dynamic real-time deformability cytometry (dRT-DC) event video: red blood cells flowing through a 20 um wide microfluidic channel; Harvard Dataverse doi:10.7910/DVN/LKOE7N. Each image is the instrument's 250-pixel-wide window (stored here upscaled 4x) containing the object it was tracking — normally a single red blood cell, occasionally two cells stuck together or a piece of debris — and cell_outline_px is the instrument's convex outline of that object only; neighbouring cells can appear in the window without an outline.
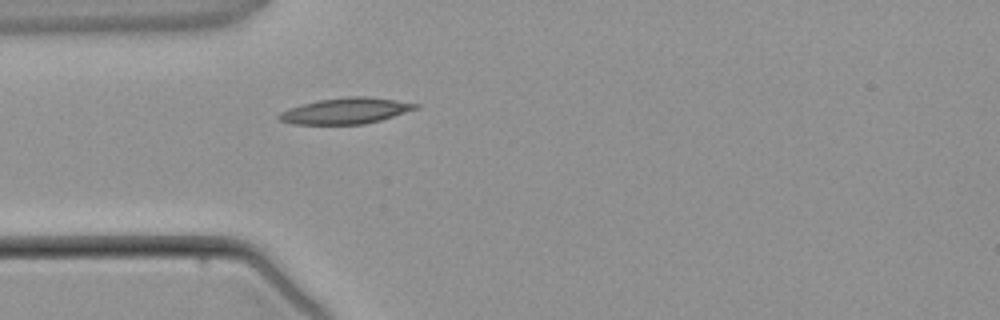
{"species": "common noctule bat (a hibernating species)", "species_latin": "Nyctalus noctula", "temperature_condition": "warm", "stored_images_in_passage": 3, "camera_frame_rate_fps": 3000, "um_per_image_px": 0.085, "animal": {"sex": "male", "body_mass_g": 21.5, "forearm_length_mm": 52.0}, "frame": {"image": 1, "passage_image": 3, "time_ms": 3.333, "image_size_px": [1000, 320], "cell_outline_px": [[420, 108], [380, 120], [364, 124], [292, 124], [280, 120], [276, 116], [280, 112], [288, 108], [320, 100], [348, 96], [368, 96], [396, 100], [420, 104]], "centroid_in_image_um": [29.41, 9.42], "position_along_channel_um": 55.6, "area_um2": 20.63}}